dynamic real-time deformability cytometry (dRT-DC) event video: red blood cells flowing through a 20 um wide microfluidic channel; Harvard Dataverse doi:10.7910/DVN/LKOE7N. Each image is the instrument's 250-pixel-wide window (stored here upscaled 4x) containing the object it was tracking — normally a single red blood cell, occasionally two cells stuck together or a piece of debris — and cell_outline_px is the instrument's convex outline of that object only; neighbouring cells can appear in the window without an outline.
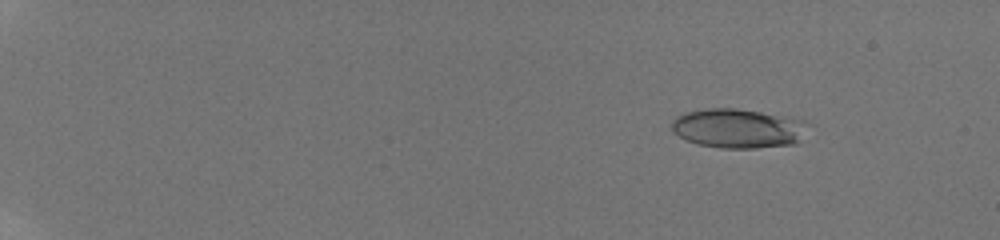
{"species": "human", "species_latin": "Homo sapiens", "temperature_condition": "room temperature", "stored_images_in_passage": 23, "camera_frame_rate_fps": 3000, "um_per_image_px": 0.085, "donor": {"sex": "male"}, "frame": {"image": 1, "passage_image": 4, "time_ms": 2.667, "image_size_px": [1000, 240], "cell_outline_px": [[804, 120], [796, 140], [792, 144], [756, 148], [720, 148], [696, 144], [680, 136], [672, 128], [672, 120], [676, 116], [684, 112], [704, 108], [736, 108], [760, 112]], "centroid_in_image_um": [62.58, 10.9], "position_along_channel_um": 22.4, "area_um2": 30.4}}
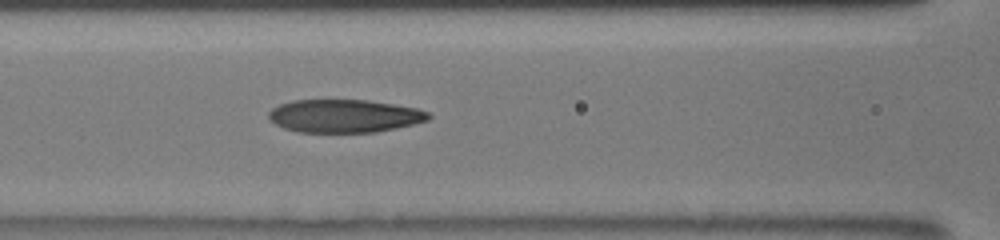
{"frame": {"image": 2, "passage_image": 15, "time_ms": 9.667, "image_size_px": [1000, 240], "cell_outline_px": [[432, 116], [428, 120], [396, 128], [376, 132], [296, 132], [284, 128], [276, 124], [268, 116], [268, 112], [272, 108], [280, 104], [292, 100], [368, 100], [416, 108], [428, 112]], "centroid_in_image_um": [29.26, 9.86], "position_along_channel_um": 137.3, "area_um2": 30.69}}
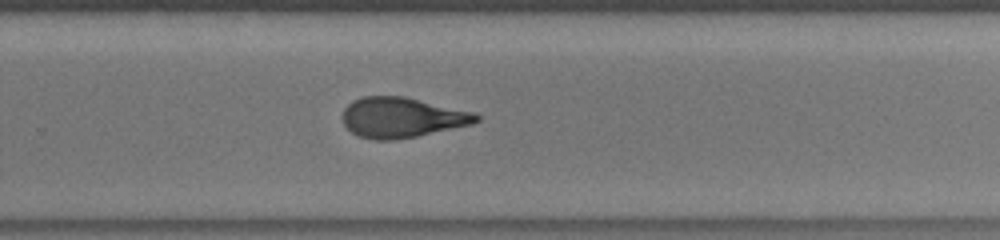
{"frame": {"image": 3, "passage_image": 23, "time_ms": 13.667, "image_size_px": [1000, 240], "cell_outline_px": [[480, 120], [472, 124], [416, 136], [396, 140], [372, 140], [360, 136], [352, 132], [344, 124], [344, 108], [352, 100], [364, 96], [404, 96], [476, 112], [480, 116]], "centroid_in_image_um": [34.19, 9.98], "position_along_channel_um": 295.6, "area_um2": 31.33}}